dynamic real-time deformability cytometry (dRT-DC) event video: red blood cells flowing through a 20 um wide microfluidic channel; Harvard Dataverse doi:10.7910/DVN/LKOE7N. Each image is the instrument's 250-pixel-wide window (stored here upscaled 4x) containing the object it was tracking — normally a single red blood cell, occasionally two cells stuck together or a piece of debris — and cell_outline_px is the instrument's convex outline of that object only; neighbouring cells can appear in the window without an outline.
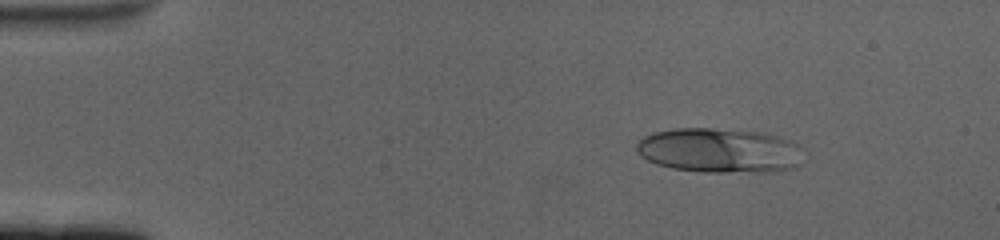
{"species": "human", "species_latin": "Homo sapiens", "temperature_condition": "cold", "stored_images_in_passage": 60, "camera_frame_rate_fps": 3000, "um_per_image_px": 0.085, "donor": {"sex": "female"}, "frame": {"image": 1, "passage_image": 9, "time_ms": 2.667, "image_size_px": [1000, 240], "cell_outline_px": [[800, 164], [792, 168], [772, 172], [704, 172], [672, 168], [656, 164], [640, 156], [636, 152], [636, 144], [644, 136], [656, 132], [672, 128], [712, 128], [760, 132], [796, 140], [800, 148]], "centroid_in_image_um": [61.16, 12.79], "position_along_channel_um": 23.8, "area_um2": 43.75}}
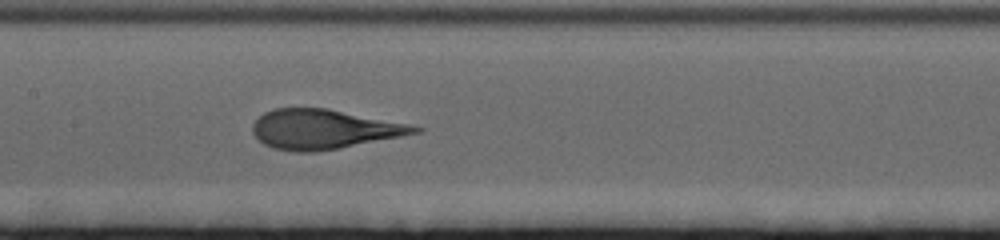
{"frame": {"image": 2, "passage_image": 30, "time_ms": 9.667, "image_size_px": [1000, 240], "cell_outline_px": [[424, 132], [316, 152], [296, 152], [272, 148], [264, 144], [252, 132], [252, 124], [264, 112], [276, 108], [328, 108], [408, 124], [424, 128]], "centroid_in_image_um": [27.52, 10.98], "position_along_channel_um": 179.9, "area_um2": 37.22}}
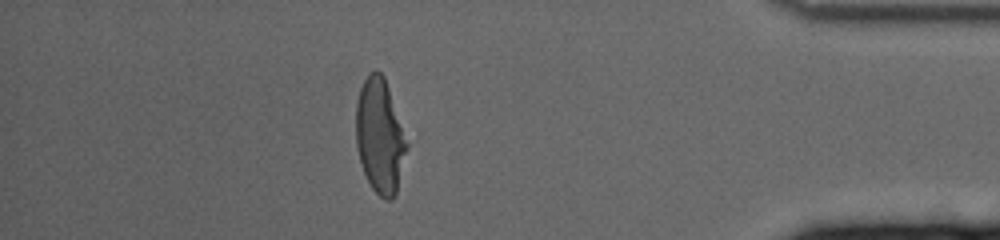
{"frame": {"image": 3, "passage_image": 53, "time_ms": 17.333, "image_size_px": [1000, 240], "cell_outline_px": [[408, 148], [396, 192], [392, 200], [384, 200], [372, 188], [364, 172], [356, 148], [356, 100], [360, 88], [364, 80], [372, 72], [380, 72], [384, 76], [408, 144]], "centroid_in_image_um": [32.28, 11.59], "position_along_channel_um": 402.9, "area_um2": 33.52}}